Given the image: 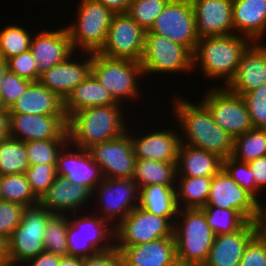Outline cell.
I'll return each instance as SVG.
<instances>
[{"label":"cell","mask_w":266,"mask_h":266,"mask_svg":"<svg viewBox=\"0 0 266 266\" xmlns=\"http://www.w3.org/2000/svg\"><path fill=\"white\" fill-rule=\"evenodd\" d=\"M175 96L171 114L178 122L175 126L181 132V143L214 153L223 160L232 156L234 138L213 120L209 109L200 100L193 103L182 95Z\"/></svg>","instance_id":"obj_1"},{"label":"cell","mask_w":266,"mask_h":266,"mask_svg":"<svg viewBox=\"0 0 266 266\" xmlns=\"http://www.w3.org/2000/svg\"><path fill=\"white\" fill-rule=\"evenodd\" d=\"M251 43L249 38L235 33L200 38L192 54V70L199 68L202 76L206 77L204 79H219L224 84L222 87H226L237 71L243 52Z\"/></svg>","instance_id":"obj_2"},{"label":"cell","mask_w":266,"mask_h":266,"mask_svg":"<svg viewBox=\"0 0 266 266\" xmlns=\"http://www.w3.org/2000/svg\"><path fill=\"white\" fill-rule=\"evenodd\" d=\"M124 109L122 104H113L75 112L68 119L69 142L75 147L89 149L122 136L131 124L126 123L128 118L125 116L128 114Z\"/></svg>","instance_id":"obj_3"},{"label":"cell","mask_w":266,"mask_h":266,"mask_svg":"<svg viewBox=\"0 0 266 266\" xmlns=\"http://www.w3.org/2000/svg\"><path fill=\"white\" fill-rule=\"evenodd\" d=\"M176 259L178 264L203 266L215 240L201 208L179 209L174 221Z\"/></svg>","instance_id":"obj_4"},{"label":"cell","mask_w":266,"mask_h":266,"mask_svg":"<svg viewBox=\"0 0 266 266\" xmlns=\"http://www.w3.org/2000/svg\"><path fill=\"white\" fill-rule=\"evenodd\" d=\"M91 74L117 103L124 105L139 100V96L142 97L138 80L141 81L145 76L140 62L109 58L98 52L92 53Z\"/></svg>","instance_id":"obj_5"},{"label":"cell","mask_w":266,"mask_h":266,"mask_svg":"<svg viewBox=\"0 0 266 266\" xmlns=\"http://www.w3.org/2000/svg\"><path fill=\"white\" fill-rule=\"evenodd\" d=\"M68 256L87 258L115 248V227L95 213L68 215Z\"/></svg>","instance_id":"obj_6"},{"label":"cell","mask_w":266,"mask_h":266,"mask_svg":"<svg viewBox=\"0 0 266 266\" xmlns=\"http://www.w3.org/2000/svg\"><path fill=\"white\" fill-rule=\"evenodd\" d=\"M76 20L66 25L74 51L97 53L107 39L113 16L111 10L94 0H80Z\"/></svg>","instance_id":"obj_7"},{"label":"cell","mask_w":266,"mask_h":266,"mask_svg":"<svg viewBox=\"0 0 266 266\" xmlns=\"http://www.w3.org/2000/svg\"><path fill=\"white\" fill-rule=\"evenodd\" d=\"M51 214L39 204L25 208L20 224L5 242L7 266H21L45 250L43 240Z\"/></svg>","instance_id":"obj_8"},{"label":"cell","mask_w":266,"mask_h":266,"mask_svg":"<svg viewBox=\"0 0 266 266\" xmlns=\"http://www.w3.org/2000/svg\"><path fill=\"white\" fill-rule=\"evenodd\" d=\"M192 52L170 39L146 31L143 57L140 64L144 76L155 74L192 73ZM189 71V72H188Z\"/></svg>","instance_id":"obj_9"},{"label":"cell","mask_w":266,"mask_h":266,"mask_svg":"<svg viewBox=\"0 0 266 266\" xmlns=\"http://www.w3.org/2000/svg\"><path fill=\"white\" fill-rule=\"evenodd\" d=\"M216 85V86H215ZM199 100L209 109L213 120L232 138L253 129L248 107L241 95L215 84Z\"/></svg>","instance_id":"obj_10"},{"label":"cell","mask_w":266,"mask_h":266,"mask_svg":"<svg viewBox=\"0 0 266 266\" xmlns=\"http://www.w3.org/2000/svg\"><path fill=\"white\" fill-rule=\"evenodd\" d=\"M92 202L96 205L93 213L116 227L138 206L139 187L132 178H105L92 191Z\"/></svg>","instance_id":"obj_11"},{"label":"cell","mask_w":266,"mask_h":266,"mask_svg":"<svg viewBox=\"0 0 266 266\" xmlns=\"http://www.w3.org/2000/svg\"><path fill=\"white\" fill-rule=\"evenodd\" d=\"M176 217H159L136 207L115 227V248L147 243L173 236Z\"/></svg>","instance_id":"obj_12"},{"label":"cell","mask_w":266,"mask_h":266,"mask_svg":"<svg viewBox=\"0 0 266 266\" xmlns=\"http://www.w3.org/2000/svg\"><path fill=\"white\" fill-rule=\"evenodd\" d=\"M149 32L186 46L193 53L199 38L191 1L169 0Z\"/></svg>","instance_id":"obj_13"},{"label":"cell","mask_w":266,"mask_h":266,"mask_svg":"<svg viewBox=\"0 0 266 266\" xmlns=\"http://www.w3.org/2000/svg\"><path fill=\"white\" fill-rule=\"evenodd\" d=\"M146 31L126 13L115 14L103 48L98 52L109 58L140 62L143 57Z\"/></svg>","instance_id":"obj_14"},{"label":"cell","mask_w":266,"mask_h":266,"mask_svg":"<svg viewBox=\"0 0 266 266\" xmlns=\"http://www.w3.org/2000/svg\"><path fill=\"white\" fill-rule=\"evenodd\" d=\"M130 129L116 139L95 144L87 149L94 162L101 168L104 178H132L136 157Z\"/></svg>","instance_id":"obj_15"},{"label":"cell","mask_w":266,"mask_h":266,"mask_svg":"<svg viewBox=\"0 0 266 266\" xmlns=\"http://www.w3.org/2000/svg\"><path fill=\"white\" fill-rule=\"evenodd\" d=\"M205 206L233 209L247 221H255L262 204L238 185L222 168L212 177L210 192Z\"/></svg>","instance_id":"obj_16"},{"label":"cell","mask_w":266,"mask_h":266,"mask_svg":"<svg viewBox=\"0 0 266 266\" xmlns=\"http://www.w3.org/2000/svg\"><path fill=\"white\" fill-rule=\"evenodd\" d=\"M10 137L22 142L69 139L66 115L9 113Z\"/></svg>","instance_id":"obj_17"},{"label":"cell","mask_w":266,"mask_h":266,"mask_svg":"<svg viewBox=\"0 0 266 266\" xmlns=\"http://www.w3.org/2000/svg\"><path fill=\"white\" fill-rule=\"evenodd\" d=\"M91 67L92 53L75 51L61 63L40 74L38 81L65 100L91 74Z\"/></svg>","instance_id":"obj_18"},{"label":"cell","mask_w":266,"mask_h":266,"mask_svg":"<svg viewBox=\"0 0 266 266\" xmlns=\"http://www.w3.org/2000/svg\"><path fill=\"white\" fill-rule=\"evenodd\" d=\"M56 174L73 184H80L93 191L103 181L101 168L94 162L87 149L74 147L68 142L58 153Z\"/></svg>","instance_id":"obj_19"},{"label":"cell","mask_w":266,"mask_h":266,"mask_svg":"<svg viewBox=\"0 0 266 266\" xmlns=\"http://www.w3.org/2000/svg\"><path fill=\"white\" fill-rule=\"evenodd\" d=\"M90 200L92 191L88 187L73 184L67 178L56 175L54 183L39 199V205L50 213L72 215L86 211L85 208L92 203Z\"/></svg>","instance_id":"obj_20"},{"label":"cell","mask_w":266,"mask_h":266,"mask_svg":"<svg viewBox=\"0 0 266 266\" xmlns=\"http://www.w3.org/2000/svg\"><path fill=\"white\" fill-rule=\"evenodd\" d=\"M172 128V130L170 128H162L163 130L157 128L158 131L152 129L153 131H144V133L141 130L142 134L140 133L139 136L133 133V131L130 132L135 157L177 163L181 134L177 133L174 127Z\"/></svg>","instance_id":"obj_21"},{"label":"cell","mask_w":266,"mask_h":266,"mask_svg":"<svg viewBox=\"0 0 266 266\" xmlns=\"http://www.w3.org/2000/svg\"><path fill=\"white\" fill-rule=\"evenodd\" d=\"M198 38L234 34L233 0H190Z\"/></svg>","instance_id":"obj_22"},{"label":"cell","mask_w":266,"mask_h":266,"mask_svg":"<svg viewBox=\"0 0 266 266\" xmlns=\"http://www.w3.org/2000/svg\"><path fill=\"white\" fill-rule=\"evenodd\" d=\"M30 51L37 62L39 75L75 52L66 26L54 30L42 29L38 33L35 31Z\"/></svg>","instance_id":"obj_23"},{"label":"cell","mask_w":266,"mask_h":266,"mask_svg":"<svg viewBox=\"0 0 266 266\" xmlns=\"http://www.w3.org/2000/svg\"><path fill=\"white\" fill-rule=\"evenodd\" d=\"M266 84V44L252 42L243 52L237 71L226 86L242 97Z\"/></svg>","instance_id":"obj_24"},{"label":"cell","mask_w":266,"mask_h":266,"mask_svg":"<svg viewBox=\"0 0 266 266\" xmlns=\"http://www.w3.org/2000/svg\"><path fill=\"white\" fill-rule=\"evenodd\" d=\"M257 234L254 221H247L239 230L215 236L203 266H238L249 241Z\"/></svg>","instance_id":"obj_25"},{"label":"cell","mask_w":266,"mask_h":266,"mask_svg":"<svg viewBox=\"0 0 266 266\" xmlns=\"http://www.w3.org/2000/svg\"><path fill=\"white\" fill-rule=\"evenodd\" d=\"M125 266H175L177 264L174 237L124 247L121 251Z\"/></svg>","instance_id":"obj_26"},{"label":"cell","mask_w":266,"mask_h":266,"mask_svg":"<svg viewBox=\"0 0 266 266\" xmlns=\"http://www.w3.org/2000/svg\"><path fill=\"white\" fill-rule=\"evenodd\" d=\"M232 18L235 34L252 42L266 38V0H233Z\"/></svg>","instance_id":"obj_27"},{"label":"cell","mask_w":266,"mask_h":266,"mask_svg":"<svg viewBox=\"0 0 266 266\" xmlns=\"http://www.w3.org/2000/svg\"><path fill=\"white\" fill-rule=\"evenodd\" d=\"M9 113L65 115L64 100L39 81L33 82L9 109Z\"/></svg>","instance_id":"obj_28"},{"label":"cell","mask_w":266,"mask_h":266,"mask_svg":"<svg viewBox=\"0 0 266 266\" xmlns=\"http://www.w3.org/2000/svg\"><path fill=\"white\" fill-rule=\"evenodd\" d=\"M223 168V159L204 149L181 143L178 151L177 176L213 177Z\"/></svg>","instance_id":"obj_29"},{"label":"cell","mask_w":266,"mask_h":266,"mask_svg":"<svg viewBox=\"0 0 266 266\" xmlns=\"http://www.w3.org/2000/svg\"><path fill=\"white\" fill-rule=\"evenodd\" d=\"M117 103L109 91L90 74L64 100V113L69 119L75 112L94 106H106Z\"/></svg>","instance_id":"obj_30"},{"label":"cell","mask_w":266,"mask_h":266,"mask_svg":"<svg viewBox=\"0 0 266 266\" xmlns=\"http://www.w3.org/2000/svg\"><path fill=\"white\" fill-rule=\"evenodd\" d=\"M138 207L159 217H177L175 185H148L139 189Z\"/></svg>","instance_id":"obj_31"},{"label":"cell","mask_w":266,"mask_h":266,"mask_svg":"<svg viewBox=\"0 0 266 266\" xmlns=\"http://www.w3.org/2000/svg\"><path fill=\"white\" fill-rule=\"evenodd\" d=\"M212 177L177 176L176 201L179 209L203 208L208 200Z\"/></svg>","instance_id":"obj_32"},{"label":"cell","mask_w":266,"mask_h":266,"mask_svg":"<svg viewBox=\"0 0 266 266\" xmlns=\"http://www.w3.org/2000/svg\"><path fill=\"white\" fill-rule=\"evenodd\" d=\"M177 163L136 158L132 179L139 189L148 185H175Z\"/></svg>","instance_id":"obj_33"},{"label":"cell","mask_w":266,"mask_h":266,"mask_svg":"<svg viewBox=\"0 0 266 266\" xmlns=\"http://www.w3.org/2000/svg\"><path fill=\"white\" fill-rule=\"evenodd\" d=\"M29 167L25 142L11 137L0 140V176L22 174Z\"/></svg>","instance_id":"obj_34"},{"label":"cell","mask_w":266,"mask_h":266,"mask_svg":"<svg viewBox=\"0 0 266 266\" xmlns=\"http://www.w3.org/2000/svg\"><path fill=\"white\" fill-rule=\"evenodd\" d=\"M1 200L32 207L39 204V199L31 191L25 173L0 176Z\"/></svg>","instance_id":"obj_35"},{"label":"cell","mask_w":266,"mask_h":266,"mask_svg":"<svg viewBox=\"0 0 266 266\" xmlns=\"http://www.w3.org/2000/svg\"><path fill=\"white\" fill-rule=\"evenodd\" d=\"M266 156V129L253 128L234 139L232 157L247 162Z\"/></svg>","instance_id":"obj_36"},{"label":"cell","mask_w":266,"mask_h":266,"mask_svg":"<svg viewBox=\"0 0 266 266\" xmlns=\"http://www.w3.org/2000/svg\"><path fill=\"white\" fill-rule=\"evenodd\" d=\"M69 218L66 214L52 213L47 220L43 245L45 251L68 256L67 229Z\"/></svg>","instance_id":"obj_37"},{"label":"cell","mask_w":266,"mask_h":266,"mask_svg":"<svg viewBox=\"0 0 266 266\" xmlns=\"http://www.w3.org/2000/svg\"><path fill=\"white\" fill-rule=\"evenodd\" d=\"M22 25L8 24L0 29V58H8L30 50L33 33Z\"/></svg>","instance_id":"obj_38"},{"label":"cell","mask_w":266,"mask_h":266,"mask_svg":"<svg viewBox=\"0 0 266 266\" xmlns=\"http://www.w3.org/2000/svg\"><path fill=\"white\" fill-rule=\"evenodd\" d=\"M208 225L216 235L232 233L239 230L247 220L233 209L204 206L201 208Z\"/></svg>","instance_id":"obj_39"},{"label":"cell","mask_w":266,"mask_h":266,"mask_svg":"<svg viewBox=\"0 0 266 266\" xmlns=\"http://www.w3.org/2000/svg\"><path fill=\"white\" fill-rule=\"evenodd\" d=\"M69 139H46L25 142L30 165L56 164L58 153Z\"/></svg>","instance_id":"obj_40"},{"label":"cell","mask_w":266,"mask_h":266,"mask_svg":"<svg viewBox=\"0 0 266 266\" xmlns=\"http://www.w3.org/2000/svg\"><path fill=\"white\" fill-rule=\"evenodd\" d=\"M169 0H132L126 14L149 31Z\"/></svg>","instance_id":"obj_41"},{"label":"cell","mask_w":266,"mask_h":266,"mask_svg":"<svg viewBox=\"0 0 266 266\" xmlns=\"http://www.w3.org/2000/svg\"><path fill=\"white\" fill-rule=\"evenodd\" d=\"M223 169L238 185L250 193L260 204H263V200L259 196L263 191L256 186L249 163L238 161L230 156L223 160Z\"/></svg>","instance_id":"obj_42"},{"label":"cell","mask_w":266,"mask_h":266,"mask_svg":"<svg viewBox=\"0 0 266 266\" xmlns=\"http://www.w3.org/2000/svg\"><path fill=\"white\" fill-rule=\"evenodd\" d=\"M56 164L30 165L25 172L31 191L40 199L42 195L54 183L56 177Z\"/></svg>","instance_id":"obj_43"},{"label":"cell","mask_w":266,"mask_h":266,"mask_svg":"<svg viewBox=\"0 0 266 266\" xmlns=\"http://www.w3.org/2000/svg\"><path fill=\"white\" fill-rule=\"evenodd\" d=\"M33 82L19 77L16 73L6 72L2 82L0 106L10 109L16 100L21 97Z\"/></svg>","instance_id":"obj_44"},{"label":"cell","mask_w":266,"mask_h":266,"mask_svg":"<svg viewBox=\"0 0 266 266\" xmlns=\"http://www.w3.org/2000/svg\"><path fill=\"white\" fill-rule=\"evenodd\" d=\"M26 207L0 200V239L5 243L22 220Z\"/></svg>","instance_id":"obj_45"},{"label":"cell","mask_w":266,"mask_h":266,"mask_svg":"<svg viewBox=\"0 0 266 266\" xmlns=\"http://www.w3.org/2000/svg\"><path fill=\"white\" fill-rule=\"evenodd\" d=\"M253 128L266 129V84L243 96Z\"/></svg>","instance_id":"obj_46"},{"label":"cell","mask_w":266,"mask_h":266,"mask_svg":"<svg viewBox=\"0 0 266 266\" xmlns=\"http://www.w3.org/2000/svg\"><path fill=\"white\" fill-rule=\"evenodd\" d=\"M8 70L16 73L19 77L32 82H37L40 78L37 69V62L31 51L12 56L7 60Z\"/></svg>","instance_id":"obj_47"},{"label":"cell","mask_w":266,"mask_h":266,"mask_svg":"<svg viewBox=\"0 0 266 266\" xmlns=\"http://www.w3.org/2000/svg\"><path fill=\"white\" fill-rule=\"evenodd\" d=\"M238 266H266V244L258 234L247 244Z\"/></svg>","instance_id":"obj_48"},{"label":"cell","mask_w":266,"mask_h":266,"mask_svg":"<svg viewBox=\"0 0 266 266\" xmlns=\"http://www.w3.org/2000/svg\"><path fill=\"white\" fill-rule=\"evenodd\" d=\"M121 264V253L116 248L83 258V266H120Z\"/></svg>","instance_id":"obj_49"},{"label":"cell","mask_w":266,"mask_h":266,"mask_svg":"<svg viewBox=\"0 0 266 266\" xmlns=\"http://www.w3.org/2000/svg\"><path fill=\"white\" fill-rule=\"evenodd\" d=\"M249 166L255 179L256 186L266 191V156L250 161Z\"/></svg>","instance_id":"obj_50"},{"label":"cell","mask_w":266,"mask_h":266,"mask_svg":"<svg viewBox=\"0 0 266 266\" xmlns=\"http://www.w3.org/2000/svg\"><path fill=\"white\" fill-rule=\"evenodd\" d=\"M61 257L44 250L37 257L25 261L21 266H59Z\"/></svg>","instance_id":"obj_51"},{"label":"cell","mask_w":266,"mask_h":266,"mask_svg":"<svg viewBox=\"0 0 266 266\" xmlns=\"http://www.w3.org/2000/svg\"><path fill=\"white\" fill-rule=\"evenodd\" d=\"M100 2L114 14H124L127 12L132 0H94Z\"/></svg>","instance_id":"obj_52"},{"label":"cell","mask_w":266,"mask_h":266,"mask_svg":"<svg viewBox=\"0 0 266 266\" xmlns=\"http://www.w3.org/2000/svg\"><path fill=\"white\" fill-rule=\"evenodd\" d=\"M10 137L9 110L0 106V140Z\"/></svg>","instance_id":"obj_53"},{"label":"cell","mask_w":266,"mask_h":266,"mask_svg":"<svg viewBox=\"0 0 266 266\" xmlns=\"http://www.w3.org/2000/svg\"><path fill=\"white\" fill-rule=\"evenodd\" d=\"M254 222L256 224L258 236L266 244V208H261L260 213Z\"/></svg>","instance_id":"obj_54"},{"label":"cell","mask_w":266,"mask_h":266,"mask_svg":"<svg viewBox=\"0 0 266 266\" xmlns=\"http://www.w3.org/2000/svg\"><path fill=\"white\" fill-rule=\"evenodd\" d=\"M59 266H83V258L74 256H62Z\"/></svg>","instance_id":"obj_55"},{"label":"cell","mask_w":266,"mask_h":266,"mask_svg":"<svg viewBox=\"0 0 266 266\" xmlns=\"http://www.w3.org/2000/svg\"><path fill=\"white\" fill-rule=\"evenodd\" d=\"M7 71H8L7 61L0 58V96L2 93V85H3L2 82Z\"/></svg>","instance_id":"obj_56"},{"label":"cell","mask_w":266,"mask_h":266,"mask_svg":"<svg viewBox=\"0 0 266 266\" xmlns=\"http://www.w3.org/2000/svg\"><path fill=\"white\" fill-rule=\"evenodd\" d=\"M0 266H7L5 257V243L0 239Z\"/></svg>","instance_id":"obj_57"},{"label":"cell","mask_w":266,"mask_h":266,"mask_svg":"<svg viewBox=\"0 0 266 266\" xmlns=\"http://www.w3.org/2000/svg\"><path fill=\"white\" fill-rule=\"evenodd\" d=\"M175 266H190V265H182L177 263Z\"/></svg>","instance_id":"obj_58"},{"label":"cell","mask_w":266,"mask_h":266,"mask_svg":"<svg viewBox=\"0 0 266 266\" xmlns=\"http://www.w3.org/2000/svg\"><path fill=\"white\" fill-rule=\"evenodd\" d=\"M261 208H266V204L263 203Z\"/></svg>","instance_id":"obj_59"}]
</instances>
